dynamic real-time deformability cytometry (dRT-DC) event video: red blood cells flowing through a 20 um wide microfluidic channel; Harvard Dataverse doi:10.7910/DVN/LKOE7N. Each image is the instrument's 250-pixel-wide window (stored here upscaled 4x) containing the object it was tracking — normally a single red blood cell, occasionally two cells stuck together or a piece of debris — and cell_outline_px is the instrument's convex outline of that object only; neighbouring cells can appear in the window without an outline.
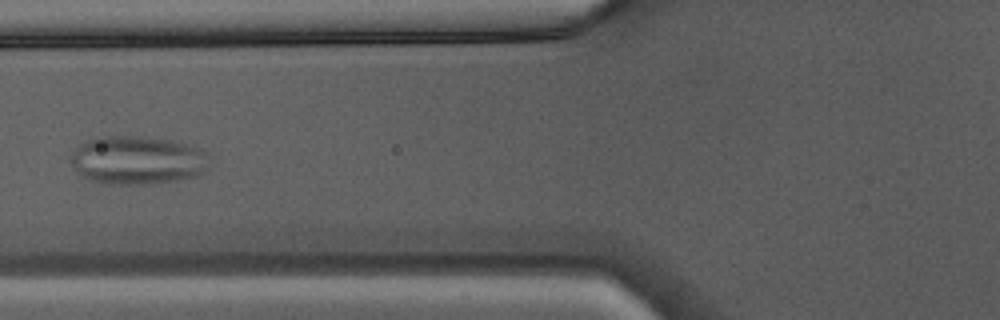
{"species": "Egyptian fruit bat (a non-hibernating species)", "species_latin": "Rousettus aegyptiacus", "temperature_condition": "warm", "stored_images_in_passage": 13, "camera_frame_rate_fps": 3000, "um_per_image_px": 0.085, "animal": {"sex": "male"}, "frame": {"image": 1, "passage_image": 6, "time_ms": 1.667, "image_size_px": [1000, 320], "cell_outline_px": [[208, 172], [196, 176], [176, 180], [152, 184], [104, 184], [88, 180], [80, 176], [76, 172], [72, 164], [72, 152], [84, 140], [96, 136], [140, 136], [168, 140], [200, 148], [204, 152], [208, 168]], "centroid_in_image_um": [11.63, 13.63], "position_along_channel_um": 114.2, "area_um2": 39.36}}